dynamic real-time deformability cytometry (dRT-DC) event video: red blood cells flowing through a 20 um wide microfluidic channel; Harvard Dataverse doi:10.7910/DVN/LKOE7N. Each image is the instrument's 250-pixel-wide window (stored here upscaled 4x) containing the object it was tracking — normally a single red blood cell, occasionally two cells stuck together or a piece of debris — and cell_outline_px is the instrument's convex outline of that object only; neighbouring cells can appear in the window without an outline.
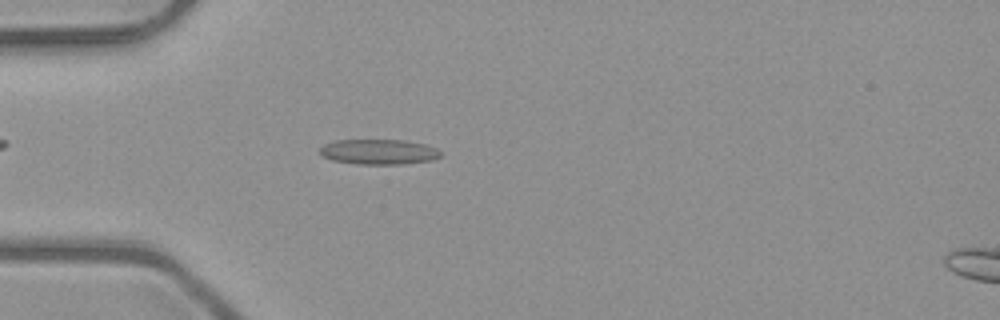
{"species": "common noctule bat (a hibernating species)", "species_latin": "Nyctalus noctula", "temperature_condition": "room temperature", "stored_images_in_passage": 45, "camera_frame_rate_fps": 3000, "um_per_image_px": 0.085, "animal": {"sex": "male", "body_mass_g": 23.1, "forearm_length_mm": 52.7}, "frame": {"image": 1, "passage_image": 9, "time_ms": 2.667, "image_size_px": [1000, 320], "cell_outline_px": [[444, 152], [440, 156], [432, 160], [404, 164], [356, 164], [332, 160], [320, 156], [316, 152], [324, 144], [336, 140], [404, 140], [424, 144], [436, 148]], "centroid_in_image_um": [32.16, 12.91], "position_along_channel_um": 52.8, "area_um2": 17.98}}
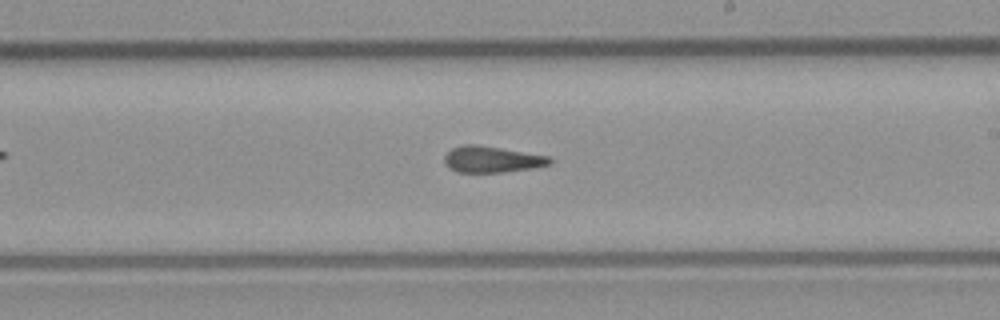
{"frame": {"image": 2, "passage_image": 24, "time_ms": 7.667, "image_size_px": [1000, 320], "cell_outline_px": [[552, 164], [536, 168], [504, 172], [456, 172], [448, 168], [444, 164], [444, 156], [452, 148], [464, 144], [476, 144], [548, 156], [552, 160]], "centroid_in_image_um": [41.8, 13.56], "position_along_channel_um": 247.2, "area_um2": 16.24}}
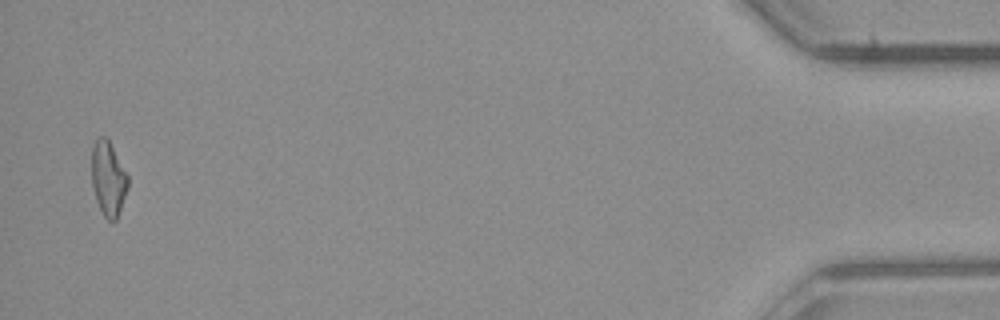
{"frame": {"image": 3, "passage_image": 44, "time_ms": 14.333, "image_size_px": [1000, 320], "cell_outline_px": [[128, 188], [116, 220], [108, 220], [104, 216], [96, 200], [92, 184], [92, 148], [96, 140], [100, 136], [104, 136], [108, 140], [128, 176]], "centroid_in_image_um": [9.2, 15.19], "position_along_channel_um": 426.0, "area_um2": 15.37}, "authors_computed_cell_mechanics": {"area_um2": 16.3574, "velocity_mm_per_s": 4.054, "shape_relaxation_time_tau1_ms": null, "shape_relaxation_time_tau2_ms": 3.1225, "deformation_change_tau1": null, "deformation_change_tau2": 0.1113}}